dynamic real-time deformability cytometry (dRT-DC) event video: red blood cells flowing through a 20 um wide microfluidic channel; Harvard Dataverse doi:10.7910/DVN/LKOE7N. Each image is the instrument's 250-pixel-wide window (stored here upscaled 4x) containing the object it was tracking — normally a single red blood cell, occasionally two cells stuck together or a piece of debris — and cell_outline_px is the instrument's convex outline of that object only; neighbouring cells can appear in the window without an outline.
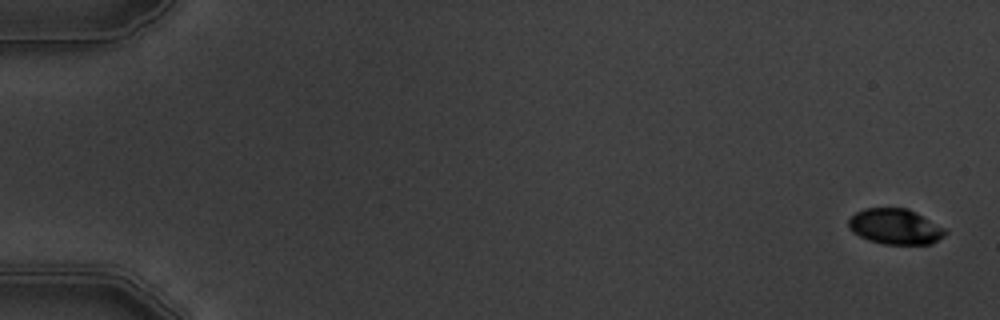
{"species": "common noctule bat (a hibernating species)", "species_latin": "Nyctalus noctula", "temperature_condition": "warm", "stored_images_in_passage": 5, "camera_frame_rate_fps": 3000, "um_per_image_px": 0.085, "animal": {"sex": "male", "body_mass_g": 19.5, "forearm_length_mm": 54.6}, "frame": {"image": 1, "passage_image": 1, "time_ms": 0.0, "image_size_px": [1000, 320], "cell_outline_px": [[948, 232], [944, 236], [932, 244], [884, 244], [868, 240], [852, 232], [848, 228], [848, 220], [856, 212], [864, 208], [908, 208], [944, 228]], "centroid_in_image_um": [76.08, 19.26], "position_along_channel_um": 8.9, "area_um2": 20.0}}